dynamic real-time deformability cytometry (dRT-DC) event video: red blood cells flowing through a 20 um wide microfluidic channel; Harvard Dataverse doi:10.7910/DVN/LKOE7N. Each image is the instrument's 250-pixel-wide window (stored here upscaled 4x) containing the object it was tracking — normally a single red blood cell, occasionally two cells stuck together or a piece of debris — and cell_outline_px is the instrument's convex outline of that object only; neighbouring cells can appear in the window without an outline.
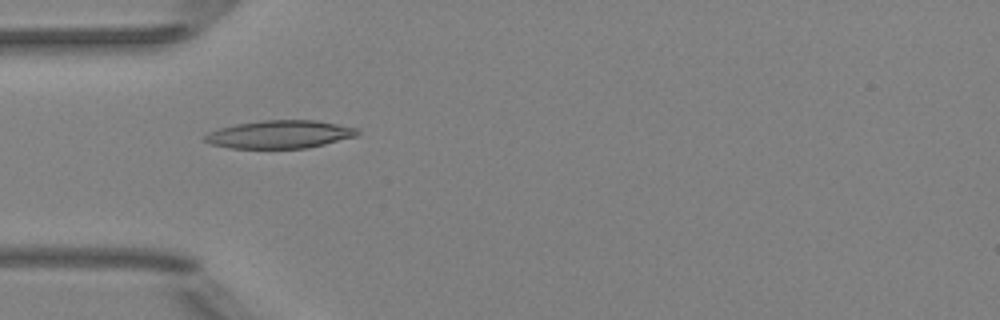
{"species": "Egyptian fruit bat (a non-hibernating species)", "species_latin": "Rousettus aegyptiacus", "temperature_condition": "room temperature", "stored_images_in_passage": 4, "camera_frame_rate_fps": 3000, "um_per_image_px": 0.085, "animal": {"sex": "female"}, "frame": {"image": 1, "passage_image": 3, "time_ms": 3.0, "image_size_px": [1000, 320], "cell_outline_px": [[360, 136], [308, 148], [228, 148], [212, 144], [204, 140], [204, 136], [208, 132], [220, 128], [236, 124], [264, 120], [316, 120], [360, 128]], "centroid_in_image_um": [23.86, 11.42], "position_along_channel_um": 61.1, "area_um2": 25.09}}
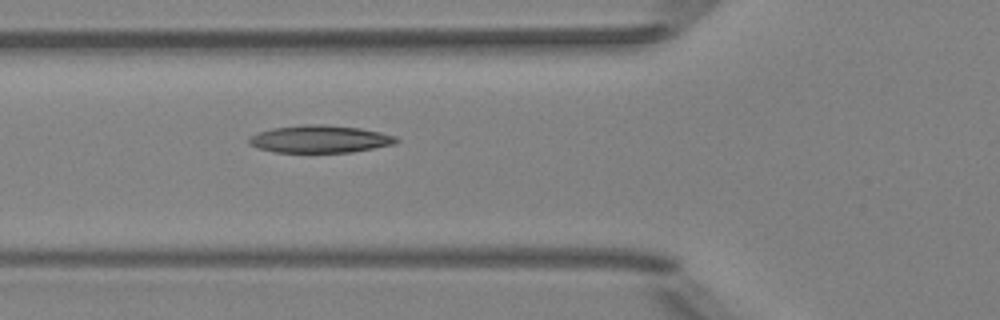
{"frame": {"image": 2, "passage_image": 4, "time_ms": 4.0, "image_size_px": [1000, 320], "cell_outline_px": [[400, 140], [396, 144], [352, 152], [272, 152], [256, 148], [248, 144], [248, 136], [272, 128], [304, 124], [328, 124], [360, 128], [380, 132], [396, 136]], "centroid_in_image_um": [27.18, 11.82], "position_along_channel_um": 98.6, "area_um2": 23.87}}